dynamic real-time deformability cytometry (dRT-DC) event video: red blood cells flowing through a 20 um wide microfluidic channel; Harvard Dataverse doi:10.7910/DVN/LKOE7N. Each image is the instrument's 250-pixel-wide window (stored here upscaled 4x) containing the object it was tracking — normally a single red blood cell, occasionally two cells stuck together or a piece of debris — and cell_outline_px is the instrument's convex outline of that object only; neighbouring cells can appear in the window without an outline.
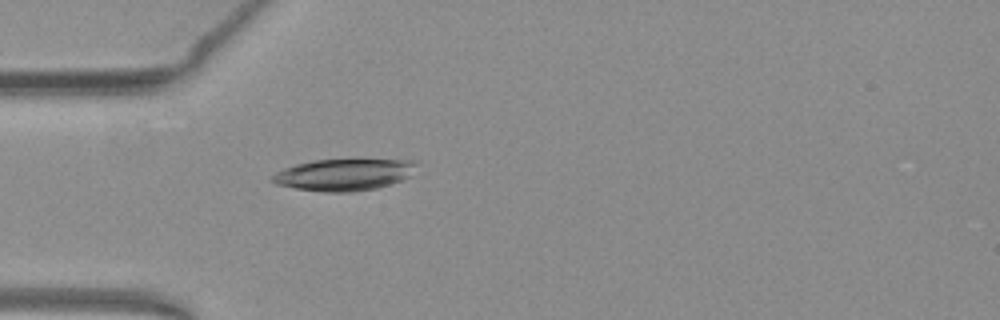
{"species": "common noctule bat (a hibernating species)", "species_latin": "Nyctalus noctula", "temperature_condition": "warm", "stored_images_in_passage": 6, "camera_frame_rate_fps": 3000, "um_per_image_px": 0.085, "animal": {"sex": "female", "body_mass_g": 19.3, "forearm_length_mm": 54.1}, "frame": {"image": 1, "passage_image": 1, "time_ms": 0.0, "image_size_px": [1000, 320], "cell_outline_px": [[420, 164], [412, 176], [376, 188], [352, 192], [324, 192], [296, 188], [276, 184], [268, 180], [276, 172], [284, 168], [296, 164], [312, 160], [356, 156], [420, 160]], "centroid_in_image_um": [29.36, 14.77], "position_along_channel_um": 55.6, "area_um2": 28.38}}
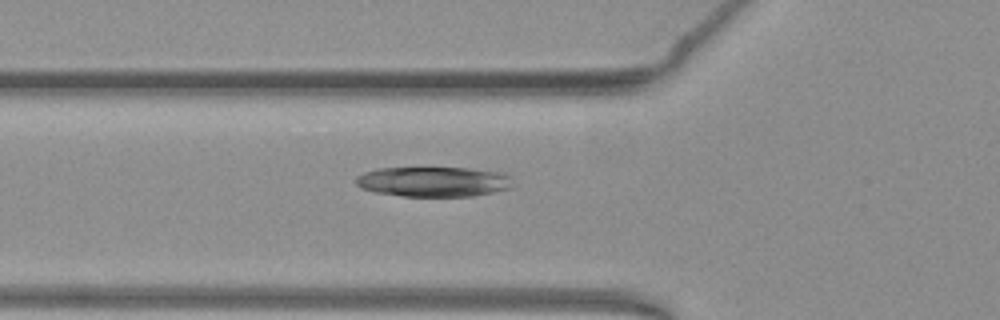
{"frame": {"image": 2, "passage_image": 4, "time_ms": 1.0, "image_size_px": [1000, 320], "cell_outline_px": [[512, 188], [472, 196], [400, 196], [372, 192], [360, 188], [356, 184], [356, 176], [364, 172], [376, 168], [468, 168], [504, 172], [508, 176]], "centroid_in_image_um": [36.79, 15.44], "position_along_channel_um": 89.0, "area_um2": 27.57}}